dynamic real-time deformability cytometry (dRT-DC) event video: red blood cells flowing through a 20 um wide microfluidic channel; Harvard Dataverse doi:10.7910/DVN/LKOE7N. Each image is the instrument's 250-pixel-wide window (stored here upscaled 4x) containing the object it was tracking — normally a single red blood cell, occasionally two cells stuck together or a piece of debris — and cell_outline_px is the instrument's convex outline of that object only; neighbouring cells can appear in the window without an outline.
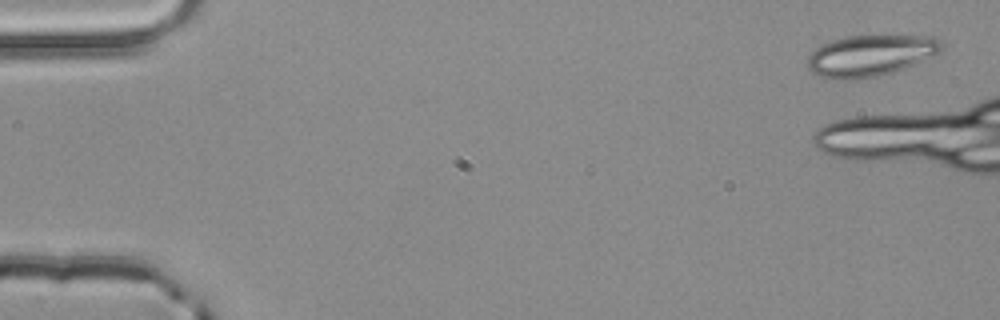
{"species": "common noctule bat (a hibernating species)", "species_latin": "Nyctalus noctula", "temperature_condition": "room temperature", "stored_images_in_passage": 1, "camera_frame_rate_fps": 3000, "um_per_image_px": 0.085, "animal": {"sex": "male", "body_mass_g": 20.4}, "frame": {"image": 1, "passage_image": 1, "time_ms": 0.0, "image_size_px": [1000, 320], "cell_outline_px": [[944, 44], [940, 52], [904, 68], [892, 72], [876, 76], [852, 80], [820, 76], [812, 72], [808, 68], [808, 56], [820, 44], [832, 40], [848, 36], [936, 36]], "centroid_in_image_um": [73.99, 4.71], "position_along_channel_um": 11.0, "area_um2": 31.91}}